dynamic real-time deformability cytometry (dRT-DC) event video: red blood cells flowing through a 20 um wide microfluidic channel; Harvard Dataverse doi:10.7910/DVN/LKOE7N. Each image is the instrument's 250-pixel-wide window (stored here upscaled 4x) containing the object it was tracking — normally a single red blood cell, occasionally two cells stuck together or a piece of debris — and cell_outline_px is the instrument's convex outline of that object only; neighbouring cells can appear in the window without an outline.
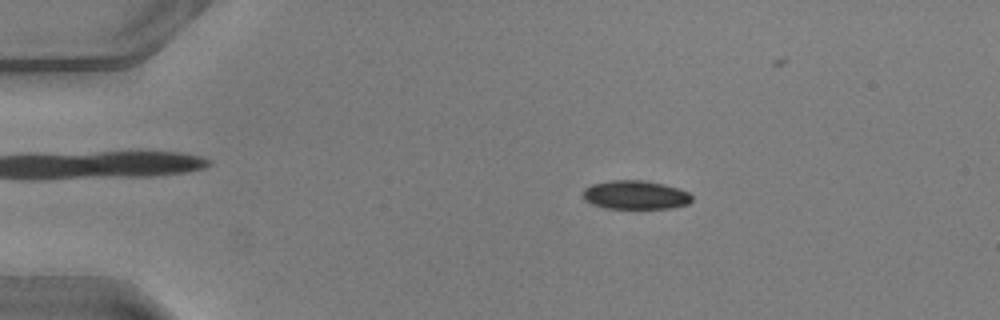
{"species": "common noctule bat (a hibernating species)", "species_latin": "Nyctalus noctula", "temperature_condition": "warm", "stored_images_in_passage": 45, "camera_frame_rate_fps": 3000, "um_per_image_px": 0.085, "animal": {"sex": "male", "body_mass_g": 20.5, "forearm_length_mm": 52.5}, "frame": {"image": 1, "passage_image": 11, "time_ms": 3.333, "image_size_px": [1000, 320], "cell_outline_px": [[692, 200], [688, 204], [672, 208], [604, 208], [592, 204], [584, 200], [580, 196], [584, 188], [592, 184], [608, 180], [644, 180], [664, 184], [680, 188], [688, 192], [692, 196]], "centroid_in_image_um": [53.98, 16.56], "position_along_channel_um": 31.0, "area_um2": 18.55}}
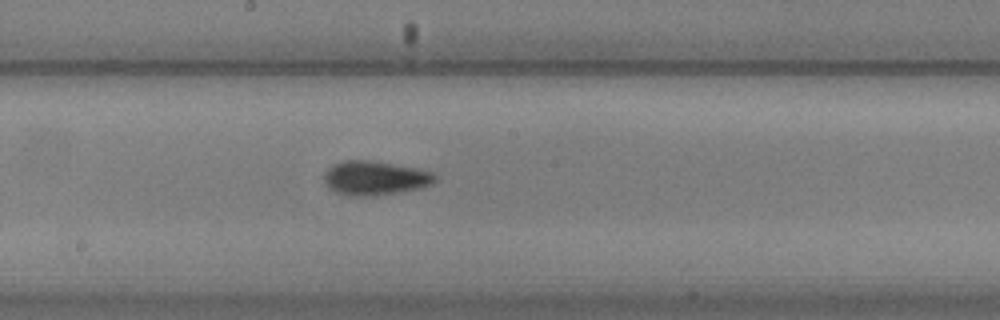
{"frame": {"image": 2, "passage_image": 29, "time_ms": 9.333, "image_size_px": [1000, 320], "cell_outline_px": [[436, 180], [432, 184], [420, 188], [372, 196], [348, 196], [336, 192], [328, 188], [324, 180], [324, 176], [328, 168], [332, 164], [344, 160], [372, 160], [420, 168], [436, 172]], "centroid_in_image_um": [31.89, 15.12], "position_along_channel_um": 216.3, "area_um2": 22.37}}
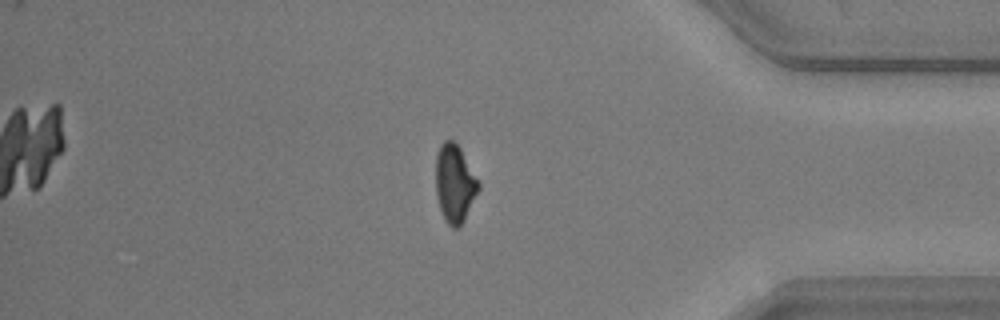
{"frame": {"image": 3, "passage_image": 44, "time_ms": 14.333, "image_size_px": [1000, 320], "cell_outline_px": [[480, 188], [464, 220], [456, 228], [452, 228], [444, 220], [440, 208], [436, 192], [436, 156], [440, 144], [444, 140], [452, 140], [460, 148], [480, 180]], "centroid_in_image_um": [38.66, 15.58], "position_along_channel_um": 396.5, "area_um2": 19.48}}